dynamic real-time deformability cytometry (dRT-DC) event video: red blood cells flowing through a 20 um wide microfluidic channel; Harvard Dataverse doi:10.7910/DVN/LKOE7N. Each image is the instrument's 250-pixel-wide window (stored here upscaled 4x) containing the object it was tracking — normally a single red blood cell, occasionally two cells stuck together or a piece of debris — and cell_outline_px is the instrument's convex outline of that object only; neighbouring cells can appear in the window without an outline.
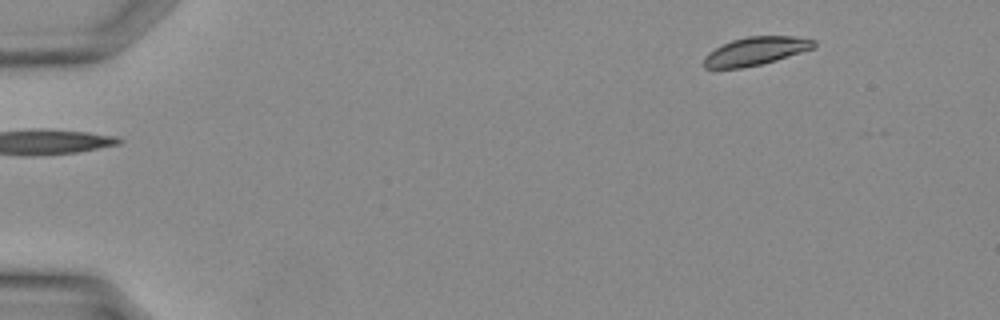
{"species": "Egyptian fruit bat (a non-hibernating species)", "species_latin": "Rousettus aegyptiacus", "temperature_condition": "warm", "stored_images_in_passage": 3, "camera_frame_rate_fps": 3000, "um_per_image_px": 0.085, "animal": {"sex": "female"}, "frame": {"image": 1, "passage_image": 1, "time_ms": 0.0, "image_size_px": [1000, 320], "cell_outline_px": [[816, 48], [776, 60], [760, 64], [740, 68], [704, 68], [704, 56], [708, 52], [732, 40], [748, 36], [792, 36], [816, 40]], "centroid_in_image_um": [64.26, 4.34], "position_along_channel_um": 20.7, "area_um2": 18.03}}